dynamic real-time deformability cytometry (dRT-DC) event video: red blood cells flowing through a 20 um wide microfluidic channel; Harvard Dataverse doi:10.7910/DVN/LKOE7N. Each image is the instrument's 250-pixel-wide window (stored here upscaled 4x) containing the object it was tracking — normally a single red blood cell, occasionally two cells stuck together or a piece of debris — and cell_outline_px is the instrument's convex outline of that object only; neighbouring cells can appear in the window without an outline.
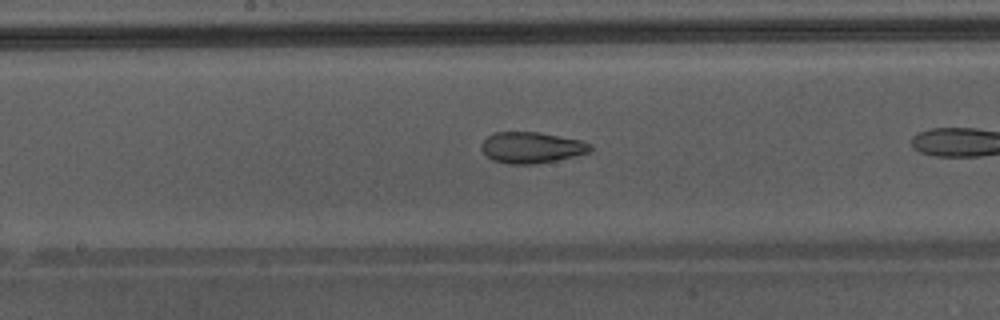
{"species": "Egyptian fruit bat (a non-hibernating species)", "species_latin": "Rousettus aegyptiacus", "temperature_condition": "warm", "stored_images_in_passage": 24, "camera_frame_rate_fps": 3000, "um_per_image_px": 0.085, "animal": {"sex": "male"}, "frame": {"image": 1, "passage_image": 11, "time_ms": 3.333, "image_size_px": [1000, 320], "cell_outline_px": [[592, 148], [588, 152], [556, 160], [536, 164], [508, 164], [492, 160], [484, 156], [480, 148], [480, 144], [488, 136], [496, 132], [540, 132], [580, 140], [592, 144]], "centroid_in_image_um": [45.12, 12.54], "position_along_channel_um": 203.1, "area_um2": 19.83}}